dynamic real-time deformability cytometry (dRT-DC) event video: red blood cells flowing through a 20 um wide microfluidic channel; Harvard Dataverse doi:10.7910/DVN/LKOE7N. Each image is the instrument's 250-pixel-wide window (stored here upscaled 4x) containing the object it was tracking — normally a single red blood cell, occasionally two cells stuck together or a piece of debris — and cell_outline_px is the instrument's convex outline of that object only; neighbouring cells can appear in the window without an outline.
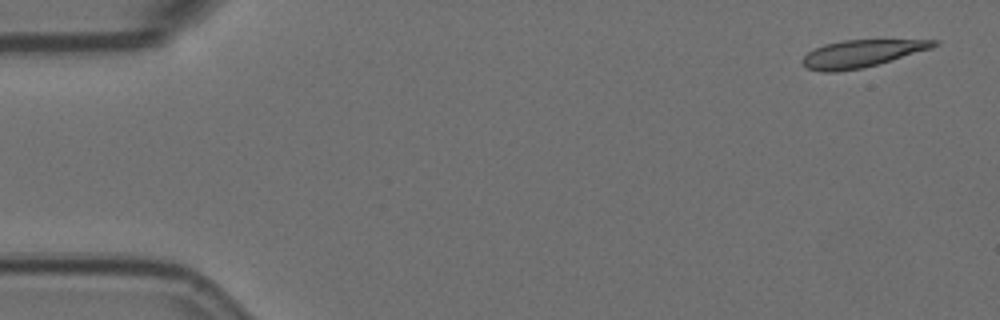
{"species": "Egyptian fruit bat (a non-hibernating species)", "species_latin": "Rousettus aegyptiacus", "temperature_condition": "room temperature", "stored_images_in_passage": 4, "camera_frame_rate_fps": 3000, "um_per_image_px": 0.085, "animal": {"sex": "female"}, "frame": {"image": 1, "passage_image": 1, "time_ms": 0.0, "image_size_px": [1000, 320], "cell_outline_px": [[940, 44], [932, 48], [876, 64], [860, 68], [836, 72], [820, 72], [808, 68], [800, 60], [808, 52], [824, 44], [844, 40], [940, 40]], "centroid_in_image_um": [73.22, 4.55], "position_along_channel_um": 11.8, "area_um2": 20.58}}